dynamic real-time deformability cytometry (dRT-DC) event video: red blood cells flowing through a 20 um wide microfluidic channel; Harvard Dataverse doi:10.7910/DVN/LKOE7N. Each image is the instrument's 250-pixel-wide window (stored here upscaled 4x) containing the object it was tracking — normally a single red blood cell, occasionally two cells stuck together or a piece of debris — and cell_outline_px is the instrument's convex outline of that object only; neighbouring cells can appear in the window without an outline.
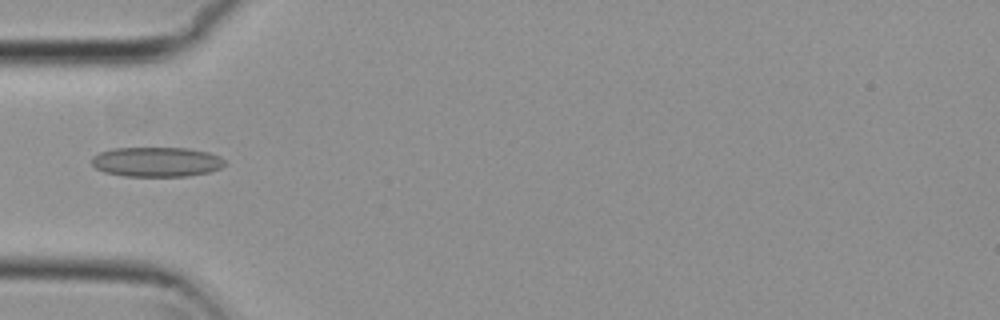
{"species": "common noctule bat (a hibernating species)", "species_latin": "Nyctalus noctula", "temperature_condition": "cold", "stored_images_in_passage": 6, "camera_frame_rate_fps": 3000, "um_per_image_px": 0.085, "animal": {"sex": "female", "body_mass_g": 29.2, "forearm_length_mm": 56.3}, "frame": {"image": 1, "passage_image": 4, "time_ms": 1.0, "image_size_px": [1000, 320], "cell_outline_px": [[224, 164], [220, 168], [208, 172], [188, 176], [124, 176], [104, 172], [96, 168], [92, 164], [92, 156], [100, 152], [112, 148], [188, 148], [208, 152], [220, 156], [224, 160]], "centroid_in_image_um": [13.29, 13.76], "position_along_channel_um": 71.7, "area_um2": 23.06}}
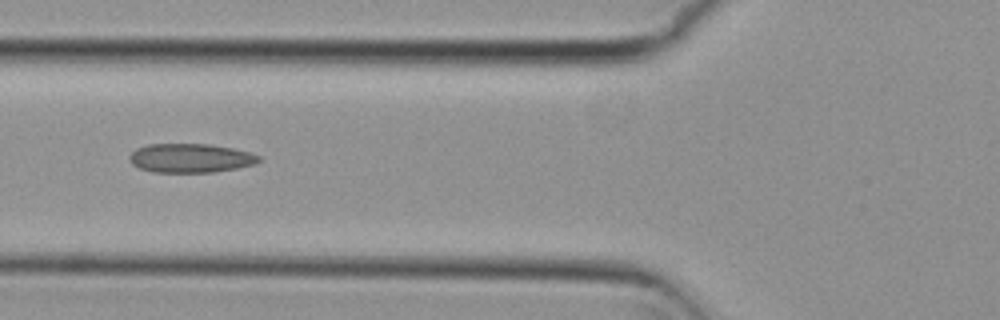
{"frame": {"image": 2, "passage_image": 5, "time_ms": 1.333, "image_size_px": [1000, 320], "cell_outline_px": [[260, 160], [256, 164], [236, 168], [212, 172], [152, 172], [140, 168], [132, 164], [128, 156], [136, 148], [148, 144], [208, 144], [232, 148], [248, 152], [260, 156]], "centroid_in_image_um": [16.17, 13.43], "position_along_channel_um": 109.6, "area_um2": 21.79}}
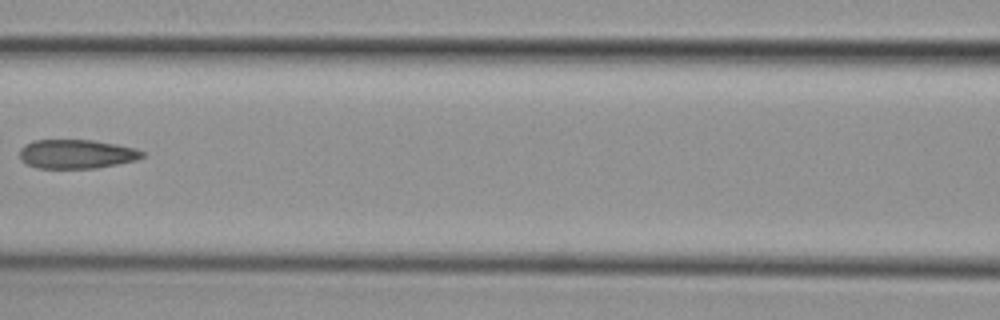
{"frame": {"image": 3, "passage_image": 6, "time_ms": 1.667, "image_size_px": [1000, 320], "cell_outline_px": [[144, 156], [136, 160], [96, 168], [36, 168], [24, 164], [20, 160], [20, 148], [24, 144], [32, 140], [96, 140], [136, 148], [144, 152]], "centroid_in_image_um": [6.46, 13.09], "position_along_channel_um": 160.1, "area_um2": 20.98}}